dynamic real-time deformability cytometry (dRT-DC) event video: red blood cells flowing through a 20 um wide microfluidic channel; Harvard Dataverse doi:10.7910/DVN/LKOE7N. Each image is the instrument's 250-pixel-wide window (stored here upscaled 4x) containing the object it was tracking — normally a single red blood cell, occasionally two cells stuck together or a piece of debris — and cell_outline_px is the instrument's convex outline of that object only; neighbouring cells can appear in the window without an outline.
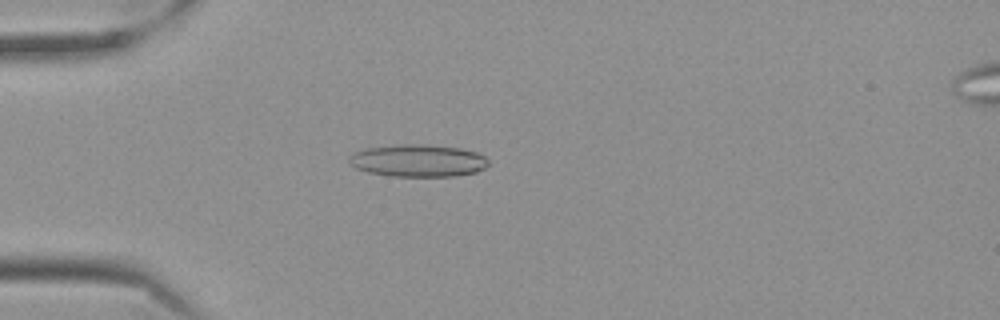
{"species": "Egyptian fruit bat (a non-hibernating species)", "species_latin": "Rousettus aegyptiacus", "temperature_condition": "cold", "stored_images_in_passage": 55, "camera_frame_rate_fps": 3000, "um_per_image_px": 0.085, "frame": {"image": 1, "passage_image": 14, "time_ms": 4.333, "image_size_px": [1000, 320], "cell_outline_px": [[488, 164], [484, 168], [476, 172], [456, 176], [392, 176], [368, 172], [356, 168], [348, 160], [348, 156], [356, 152], [368, 148], [400, 144], [424, 144], [460, 148], [476, 152], [484, 156], [488, 160]], "centroid_in_image_um": [35.55, 13.65], "position_along_channel_um": 49.5, "area_um2": 26.13}}
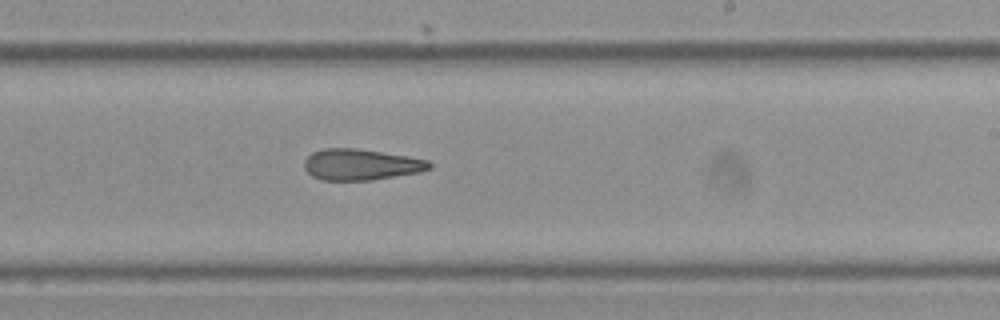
{"frame": {"image": 2, "passage_image": 33, "time_ms": 10.667, "image_size_px": [1000, 320], "cell_outline_px": [[432, 168], [420, 172], [372, 180], [324, 180], [312, 176], [304, 168], [304, 160], [312, 152], [324, 148], [356, 148], [408, 156], [428, 160], [432, 164]], "centroid_in_image_um": [30.69, 13.98], "position_along_channel_um": 258.3, "area_um2": 22.72}}
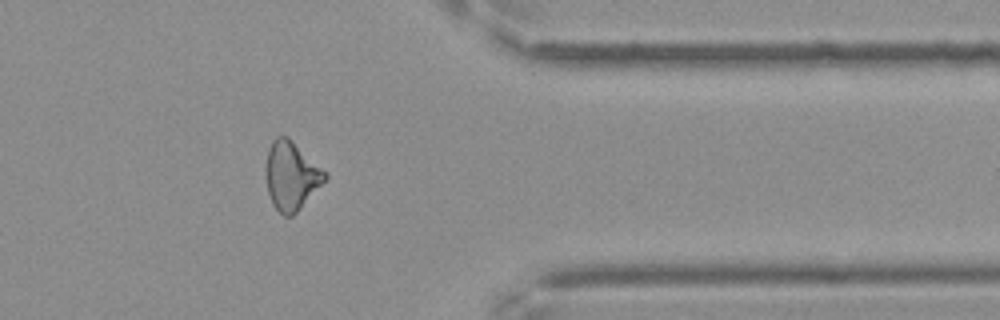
{"frame": {"image": 3, "passage_image": 45, "time_ms": 14.667, "image_size_px": [1000, 320], "cell_outline_px": [[328, 176], [300, 208], [292, 216], [284, 216], [272, 204], [268, 192], [264, 172], [268, 148], [272, 140], [276, 136], [288, 136], [328, 172]], "centroid_in_image_um": [24.74, 14.9], "position_along_channel_um": 386.7, "area_um2": 23.7}, "authors_computed_cell_mechanics": {"area_um2": 23.7558, "velocity_mm_per_s": 3.5358, "shape_relaxation_time_tau1_ms": null, "shape_relaxation_time_tau2_ms": 5.0117, "deformation_change_tau1": null, "deformation_change_tau2": 0.1532}}